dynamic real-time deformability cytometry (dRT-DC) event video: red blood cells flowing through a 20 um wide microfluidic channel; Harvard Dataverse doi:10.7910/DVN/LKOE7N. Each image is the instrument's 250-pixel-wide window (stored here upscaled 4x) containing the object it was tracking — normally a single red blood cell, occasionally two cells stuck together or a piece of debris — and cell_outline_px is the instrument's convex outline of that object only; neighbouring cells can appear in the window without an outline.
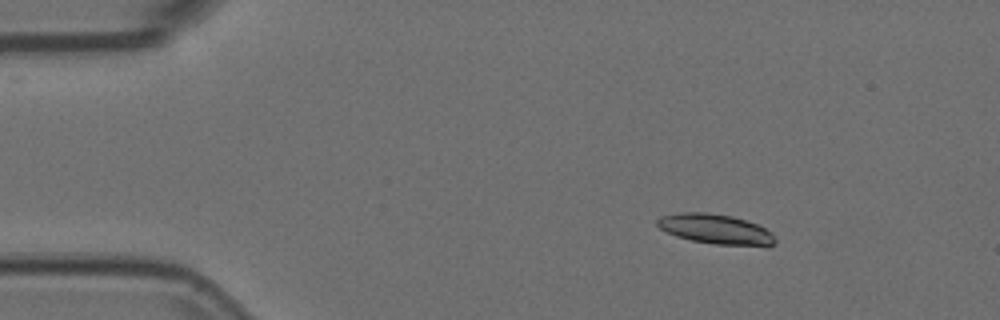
{"species": "Egyptian fruit bat (a non-hibernating species)", "species_latin": "Rousettus aegyptiacus", "temperature_condition": "room temperature", "stored_images_in_passage": 5, "camera_frame_rate_fps": 3000, "um_per_image_px": 0.085, "animal": {"sex": "female"}, "frame": {"image": 1, "passage_image": 2, "time_ms": 0.333, "image_size_px": [1000, 320], "cell_outline_px": [[776, 244], [768, 248], [716, 244], [692, 240], [676, 236], [660, 228], [656, 224], [656, 220], [660, 216], [680, 212], [708, 212], [732, 216], [756, 224], [772, 232], [776, 240]], "centroid_in_image_um": [60.89, 19.5], "position_along_channel_um": 24.1, "area_um2": 20.92}}
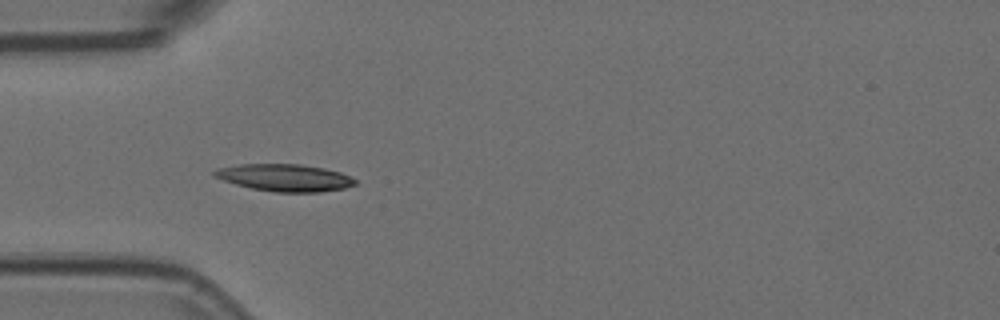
{"frame": {"image": 2, "passage_image": 4, "time_ms": 1.0, "image_size_px": [1000, 320], "cell_outline_px": [[356, 184], [344, 188], [320, 192], [276, 192], [252, 188], [236, 184], [212, 176], [212, 172], [216, 168], [240, 164], [300, 164], [324, 168], [340, 172], [356, 180]], "centroid_in_image_um": [24.18, 15.09], "position_along_channel_um": 60.8, "area_um2": 22.2}}
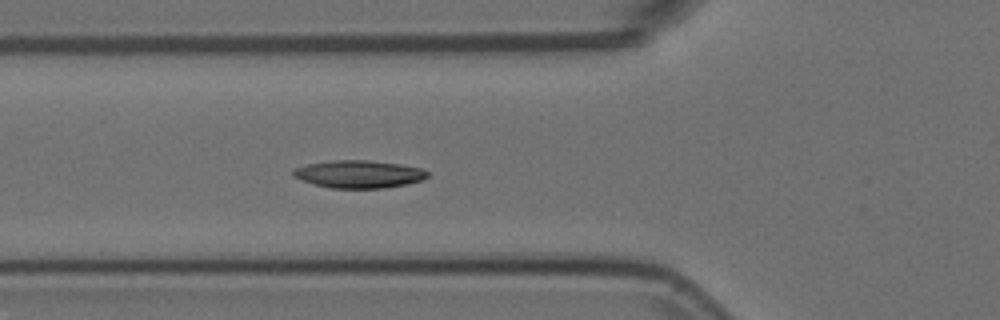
{"frame": {"image": 3, "passage_image": 5, "time_ms": 1.333, "image_size_px": [1000, 320], "cell_outline_px": [[428, 176], [424, 180], [408, 184], [384, 188], [332, 188], [316, 184], [292, 176], [292, 168], [308, 164], [332, 160], [368, 160], [400, 164], [420, 168], [428, 172]], "centroid_in_image_um": [30.52, 14.8], "position_along_channel_um": 95.3, "area_um2": 21.62}}